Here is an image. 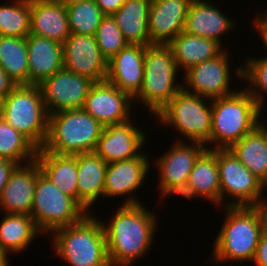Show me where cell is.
Listing matches in <instances>:
<instances>
[{
    "mask_svg": "<svg viewBox=\"0 0 267 266\" xmlns=\"http://www.w3.org/2000/svg\"><path fill=\"white\" fill-rule=\"evenodd\" d=\"M41 173L37 160L17 164L3 189L0 210L4 213L31 215L38 175Z\"/></svg>",
    "mask_w": 267,
    "mask_h": 266,
    "instance_id": "ac0fdd59",
    "label": "cell"
},
{
    "mask_svg": "<svg viewBox=\"0 0 267 266\" xmlns=\"http://www.w3.org/2000/svg\"><path fill=\"white\" fill-rule=\"evenodd\" d=\"M38 235L42 233L30 215L5 213L0 221V248L6 255L25 251Z\"/></svg>",
    "mask_w": 267,
    "mask_h": 266,
    "instance_id": "f1b7e54d",
    "label": "cell"
},
{
    "mask_svg": "<svg viewBox=\"0 0 267 266\" xmlns=\"http://www.w3.org/2000/svg\"><path fill=\"white\" fill-rule=\"evenodd\" d=\"M94 83L90 78L64 68L57 71L39 85L48 114L83 109Z\"/></svg>",
    "mask_w": 267,
    "mask_h": 266,
    "instance_id": "4fadbf2b",
    "label": "cell"
},
{
    "mask_svg": "<svg viewBox=\"0 0 267 266\" xmlns=\"http://www.w3.org/2000/svg\"><path fill=\"white\" fill-rule=\"evenodd\" d=\"M266 199L259 205V208L262 212V216L264 220V231L267 233V201Z\"/></svg>",
    "mask_w": 267,
    "mask_h": 266,
    "instance_id": "b9f144b4",
    "label": "cell"
},
{
    "mask_svg": "<svg viewBox=\"0 0 267 266\" xmlns=\"http://www.w3.org/2000/svg\"><path fill=\"white\" fill-rule=\"evenodd\" d=\"M256 266H267V233L264 231L260 237L254 260Z\"/></svg>",
    "mask_w": 267,
    "mask_h": 266,
    "instance_id": "74e56055",
    "label": "cell"
},
{
    "mask_svg": "<svg viewBox=\"0 0 267 266\" xmlns=\"http://www.w3.org/2000/svg\"><path fill=\"white\" fill-rule=\"evenodd\" d=\"M176 141L154 162L158 167L160 194L165 197L178 196L185 190L196 160L207 149L198 142L188 141L187 144L180 138Z\"/></svg>",
    "mask_w": 267,
    "mask_h": 266,
    "instance_id": "8fae6325",
    "label": "cell"
},
{
    "mask_svg": "<svg viewBox=\"0 0 267 266\" xmlns=\"http://www.w3.org/2000/svg\"><path fill=\"white\" fill-rule=\"evenodd\" d=\"M78 203L89 213L103 197L107 163L94 152L76 154Z\"/></svg>",
    "mask_w": 267,
    "mask_h": 266,
    "instance_id": "d4e9b609",
    "label": "cell"
},
{
    "mask_svg": "<svg viewBox=\"0 0 267 266\" xmlns=\"http://www.w3.org/2000/svg\"><path fill=\"white\" fill-rule=\"evenodd\" d=\"M257 127L261 130V132L264 134V136H265V139H266V141H267V124H266V122L264 123V121L263 122H261V121H259V122H257Z\"/></svg>",
    "mask_w": 267,
    "mask_h": 266,
    "instance_id": "7bdbcfd3",
    "label": "cell"
},
{
    "mask_svg": "<svg viewBox=\"0 0 267 266\" xmlns=\"http://www.w3.org/2000/svg\"><path fill=\"white\" fill-rule=\"evenodd\" d=\"M49 235H53L51 242L57 256L70 266H111L103 222L92 213Z\"/></svg>",
    "mask_w": 267,
    "mask_h": 266,
    "instance_id": "3957f363",
    "label": "cell"
},
{
    "mask_svg": "<svg viewBox=\"0 0 267 266\" xmlns=\"http://www.w3.org/2000/svg\"><path fill=\"white\" fill-rule=\"evenodd\" d=\"M144 152L129 160L115 161L107 164L105 186L103 190L104 198H114L116 196H128L123 205L141 204L138 197L133 196L136 189L140 188L148 175L150 160Z\"/></svg>",
    "mask_w": 267,
    "mask_h": 266,
    "instance_id": "2e32d148",
    "label": "cell"
},
{
    "mask_svg": "<svg viewBox=\"0 0 267 266\" xmlns=\"http://www.w3.org/2000/svg\"><path fill=\"white\" fill-rule=\"evenodd\" d=\"M180 196L187 199L200 197L211 204L214 203L215 206L221 205L217 149H206L199 156L190 172L186 188Z\"/></svg>",
    "mask_w": 267,
    "mask_h": 266,
    "instance_id": "603a6c76",
    "label": "cell"
},
{
    "mask_svg": "<svg viewBox=\"0 0 267 266\" xmlns=\"http://www.w3.org/2000/svg\"><path fill=\"white\" fill-rule=\"evenodd\" d=\"M217 165L221 206H259L265 200L266 197L262 195H264L263 191H266V186L239 161L230 149H217ZM226 198L228 201L225 200Z\"/></svg>",
    "mask_w": 267,
    "mask_h": 266,
    "instance_id": "30bf717a",
    "label": "cell"
},
{
    "mask_svg": "<svg viewBox=\"0 0 267 266\" xmlns=\"http://www.w3.org/2000/svg\"><path fill=\"white\" fill-rule=\"evenodd\" d=\"M70 33L64 3L58 0H31L30 34L63 44Z\"/></svg>",
    "mask_w": 267,
    "mask_h": 266,
    "instance_id": "cb8c5ba5",
    "label": "cell"
},
{
    "mask_svg": "<svg viewBox=\"0 0 267 266\" xmlns=\"http://www.w3.org/2000/svg\"><path fill=\"white\" fill-rule=\"evenodd\" d=\"M16 86L15 81L0 67V98L4 99Z\"/></svg>",
    "mask_w": 267,
    "mask_h": 266,
    "instance_id": "f35d334b",
    "label": "cell"
},
{
    "mask_svg": "<svg viewBox=\"0 0 267 266\" xmlns=\"http://www.w3.org/2000/svg\"><path fill=\"white\" fill-rule=\"evenodd\" d=\"M87 214L73 197L63 193L42 173L38 175L30 216L42 234L78 223Z\"/></svg>",
    "mask_w": 267,
    "mask_h": 266,
    "instance_id": "9c48e42d",
    "label": "cell"
},
{
    "mask_svg": "<svg viewBox=\"0 0 267 266\" xmlns=\"http://www.w3.org/2000/svg\"><path fill=\"white\" fill-rule=\"evenodd\" d=\"M263 14H260V16L259 14L256 15V18L253 20V26L255 25L254 30H256L260 35V38L263 39V44H265L264 46H266L267 49V16L265 13Z\"/></svg>",
    "mask_w": 267,
    "mask_h": 266,
    "instance_id": "60d3db41",
    "label": "cell"
},
{
    "mask_svg": "<svg viewBox=\"0 0 267 266\" xmlns=\"http://www.w3.org/2000/svg\"><path fill=\"white\" fill-rule=\"evenodd\" d=\"M177 72L179 73L169 44L145 46L143 81L139 93L133 100L141 101L155 117L183 88L181 83L176 82Z\"/></svg>",
    "mask_w": 267,
    "mask_h": 266,
    "instance_id": "5b68a950",
    "label": "cell"
},
{
    "mask_svg": "<svg viewBox=\"0 0 267 266\" xmlns=\"http://www.w3.org/2000/svg\"><path fill=\"white\" fill-rule=\"evenodd\" d=\"M212 129L208 149H229L257 127L262 108L245 89L211 100Z\"/></svg>",
    "mask_w": 267,
    "mask_h": 266,
    "instance_id": "277c9868",
    "label": "cell"
},
{
    "mask_svg": "<svg viewBox=\"0 0 267 266\" xmlns=\"http://www.w3.org/2000/svg\"><path fill=\"white\" fill-rule=\"evenodd\" d=\"M36 160L41 173L63 193L78 202L76 154L59 155L40 148L37 151Z\"/></svg>",
    "mask_w": 267,
    "mask_h": 266,
    "instance_id": "484cf974",
    "label": "cell"
},
{
    "mask_svg": "<svg viewBox=\"0 0 267 266\" xmlns=\"http://www.w3.org/2000/svg\"><path fill=\"white\" fill-rule=\"evenodd\" d=\"M62 45L64 69L94 82L106 80L108 62L102 56L94 36L71 32Z\"/></svg>",
    "mask_w": 267,
    "mask_h": 266,
    "instance_id": "9a60e30c",
    "label": "cell"
},
{
    "mask_svg": "<svg viewBox=\"0 0 267 266\" xmlns=\"http://www.w3.org/2000/svg\"><path fill=\"white\" fill-rule=\"evenodd\" d=\"M133 102L128 93L105 80L93 84L83 109L105 127L132 120L130 115Z\"/></svg>",
    "mask_w": 267,
    "mask_h": 266,
    "instance_id": "5bb4252c",
    "label": "cell"
},
{
    "mask_svg": "<svg viewBox=\"0 0 267 266\" xmlns=\"http://www.w3.org/2000/svg\"><path fill=\"white\" fill-rule=\"evenodd\" d=\"M2 119L42 148L48 135L49 114L39 85H17L3 99Z\"/></svg>",
    "mask_w": 267,
    "mask_h": 266,
    "instance_id": "52a82bcc",
    "label": "cell"
},
{
    "mask_svg": "<svg viewBox=\"0 0 267 266\" xmlns=\"http://www.w3.org/2000/svg\"><path fill=\"white\" fill-rule=\"evenodd\" d=\"M6 254L1 250L0 248V260L5 256Z\"/></svg>",
    "mask_w": 267,
    "mask_h": 266,
    "instance_id": "7dc6e473",
    "label": "cell"
},
{
    "mask_svg": "<svg viewBox=\"0 0 267 266\" xmlns=\"http://www.w3.org/2000/svg\"><path fill=\"white\" fill-rule=\"evenodd\" d=\"M144 55L145 46L127 44L108 61L106 80L134 98L143 81Z\"/></svg>",
    "mask_w": 267,
    "mask_h": 266,
    "instance_id": "ffe728a7",
    "label": "cell"
},
{
    "mask_svg": "<svg viewBox=\"0 0 267 266\" xmlns=\"http://www.w3.org/2000/svg\"><path fill=\"white\" fill-rule=\"evenodd\" d=\"M222 227L215 237L211 258L216 263L254 260L264 232V220L259 206L226 207Z\"/></svg>",
    "mask_w": 267,
    "mask_h": 266,
    "instance_id": "7a4b0ae2",
    "label": "cell"
},
{
    "mask_svg": "<svg viewBox=\"0 0 267 266\" xmlns=\"http://www.w3.org/2000/svg\"><path fill=\"white\" fill-rule=\"evenodd\" d=\"M8 254L5 255L1 260H0V266H10L9 261H8Z\"/></svg>",
    "mask_w": 267,
    "mask_h": 266,
    "instance_id": "f6af8a7d",
    "label": "cell"
},
{
    "mask_svg": "<svg viewBox=\"0 0 267 266\" xmlns=\"http://www.w3.org/2000/svg\"><path fill=\"white\" fill-rule=\"evenodd\" d=\"M229 59V54L224 49L215 58L190 67L184 72L185 76H182L183 89L209 100L233 94L237 90L229 86L231 84Z\"/></svg>",
    "mask_w": 267,
    "mask_h": 266,
    "instance_id": "7c38bea8",
    "label": "cell"
},
{
    "mask_svg": "<svg viewBox=\"0 0 267 266\" xmlns=\"http://www.w3.org/2000/svg\"><path fill=\"white\" fill-rule=\"evenodd\" d=\"M94 37L107 62L128 44L112 15L102 18Z\"/></svg>",
    "mask_w": 267,
    "mask_h": 266,
    "instance_id": "d590c367",
    "label": "cell"
},
{
    "mask_svg": "<svg viewBox=\"0 0 267 266\" xmlns=\"http://www.w3.org/2000/svg\"><path fill=\"white\" fill-rule=\"evenodd\" d=\"M192 0H152L148 32L150 44H169L184 31Z\"/></svg>",
    "mask_w": 267,
    "mask_h": 266,
    "instance_id": "d6986e66",
    "label": "cell"
},
{
    "mask_svg": "<svg viewBox=\"0 0 267 266\" xmlns=\"http://www.w3.org/2000/svg\"><path fill=\"white\" fill-rule=\"evenodd\" d=\"M144 205H121L114 217L104 224L111 266H131L145 256L156 234L157 218Z\"/></svg>",
    "mask_w": 267,
    "mask_h": 266,
    "instance_id": "6da1fadb",
    "label": "cell"
},
{
    "mask_svg": "<svg viewBox=\"0 0 267 266\" xmlns=\"http://www.w3.org/2000/svg\"><path fill=\"white\" fill-rule=\"evenodd\" d=\"M126 0H94L105 15L117 12Z\"/></svg>",
    "mask_w": 267,
    "mask_h": 266,
    "instance_id": "ab89813d",
    "label": "cell"
},
{
    "mask_svg": "<svg viewBox=\"0 0 267 266\" xmlns=\"http://www.w3.org/2000/svg\"><path fill=\"white\" fill-rule=\"evenodd\" d=\"M152 0H126L119 10L112 14L128 44L147 46L149 10Z\"/></svg>",
    "mask_w": 267,
    "mask_h": 266,
    "instance_id": "4316f807",
    "label": "cell"
},
{
    "mask_svg": "<svg viewBox=\"0 0 267 266\" xmlns=\"http://www.w3.org/2000/svg\"><path fill=\"white\" fill-rule=\"evenodd\" d=\"M104 126L84 109L49 114L44 150L59 155L92 153Z\"/></svg>",
    "mask_w": 267,
    "mask_h": 266,
    "instance_id": "8992f818",
    "label": "cell"
},
{
    "mask_svg": "<svg viewBox=\"0 0 267 266\" xmlns=\"http://www.w3.org/2000/svg\"><path fill=\"white\" fill-rule=\"evenodd\" d=\"M64 4H74L78 2H87V1H92V0H58Z\"/></svg>",
    "mask_w": 267,
    "mask_h": 266,
    "instance_id": "ee69618b",
    "label": "cell"
},
{
    "mask_svg": "<svg viewBox=\"0 0 267 266\" xmlns=\"http://www.w3.org/2000/svg\"><path fill=\"white\" fill-rule=\"evenodd\" d=\"M218 7L205 0H192L186 15L184 32L209 38L223 45L221 36L229 34L235 28L233 26L236 22L225 16Z\"/></svg>",
    "mask_w": 267,
    "mask_h": 266,
    "instance_id": "7402d4cb",
    "label": "cell"
},
{
    "mask_svg": "<svg viewBox=\"0 0 267 266\" xmlns=\"http://www.w3.org/2000/svg\"><path fill=\"white\" fill-rule=\"evenodd\" d=\"M265 186H267V141L256 127L229 148Z\"/></svg>",
    "mask_w": 267,
    "mask_h": 266,
    "instance_id": "f546056e",
    "label": "cell"
},
{
    "mask_svg": "<svg viewBox=\"0 0 267 266\" xmlns=\"http://www.w3.org/2000/svg\"><path fill=\"white\" fill-rule=\"evenodd\" d=\"M0 67L17 85H28L26 37L0 36Z\"/></svg>",
    "mask_w": 267,
    "mask_h": 266,
    "instance_id": "4dcf8cb0",
    "label": "cell"
},
{
    "mask_svg": "<svg viewBox=\"0 0 267 266\" xmlns=\"http://www.w3.org/2000/svg\"><path fill=\"white\" fill-rule=\"evenodd\" d=\"M235 75L240 79L247 81L249 87H246L245 89L263 109V102H265L263 95L267 94V57L246 58L244 66L240 65L239 67H236Z\"/></svg>",
    "mask_w": 267,
    "mask_h": 266,
    "instance_id": "e575fe53",
    "label": "cell"
},
{
    "mask_svg": "<svg viewBox=\"0 0 267 266\" xmlns=\"http://www.w3.org/2000/svg\"><path fill=\"white\" fill-rule=\"evenodd\" d=\"M17 164L7 158L0 157V200L3 189L9 179V176Z\"/></svg>",
    "mask_w": 267,
    "mask_h": 266,
    "instance_id": "8d00e7d4",
    "label": "cell"
},
{
    "mask_svg": "<svg viewBox=\"0 0 267 266\" xmlns=\"http://www.w3.org/2000/svg\"><path fill=\"white\" fill-rule=\"evenodd\" d=\"M3 99L0 98V120L2 119Z\"/></svg>",
    "mask_w": 267,
    "mask_h": 266,
    "instance_id": "bcb514c9",
    "label": "cell"
},
{
    "mask_svg": "<svg viewBox=\"0 0 267 266\" xmlns=\"http://www.w3.org/2000/svg\"><path fill=\"white\" fill-rule=\"evenodd\" d=\"M178 70L186 72L190 67L215 58L224 47L215 40L199 37L184 31L170 43Z\"/></svg>",
    "mask_w": 267,
    "mask_h": 266,
    "instance_id": "83f0119b",
    "label": "cell"
},
{
    "mask_svg": "<svg viewBox=\"0 0 267 266\" xmlns=\"http://www.w3.org/2000/svg\"><path fill=\"white\" fill-rule=\"evenodd\" d=\"M30 18L31 0H14L0 5V36L27 37Z\"/></svg>",
    "mask_w": 267,
    "mask_h": 266,
    "instance_id": "d6a6232c",
    "label": "cell"
},
{
    "mask_svg": "<svg viewBox=\"0 0 267 266\" xmlns=\"http://www.w3.org/2000/svg\"><path fill=\"white\" fill-rule=\"evenodd\" d=\"M72 33L94 36L105 14L92 1L65 4Z\"/></svg>",
    "mask_w": 267,
    "mask_h": 266,
    "instance_id": "836d02e7",
    "label": "cell"
},
{
    "mask_svg": "<svg viewBox=\"0 0 267 266\" xmlns=\"http://www.w3.org/2000/svg\"><path fill=\"white\" fill-rule=\"evenodd\" d=\"M37 151L38 148L26 136L0 120V157L24 164L35 160Z\"/></svg>",
    "mask_w": 267,
    "mask_h": 266,
    "instance_id": "1f68e13d",
    "label": "cell"
},
{
    "mask_svg": "<svg viewBox=\"0 0 267 266\" xmlns=\"http://www.w3.org/2000/svg\"><path fill=\"white\" fill-rule=\"evenodd\" d=\"M131 120L105 126L97 141L94 153L107 164L140 156L146 144L145 133ZM141 151V152H140Z\"/></svg>",
    "mask_w": 267,
    "mask_h": 266,
    "instance_id": "e0dca14e",
    "label": "cell"
},
{
    "mask_svg": "<svg viewBox=\"0 0 267 266\" xmlns=\"http://www.w3.org/2000/svg\"><path fill=\"white\" fill-rule=\"evenodd\" d=\"M207 98L186 92L183 88L155 115L162 123L176 128L190 142L207 147L212 129V104Z\"/></svg>",
    "mask_w": 267,
    "mask_h": 266,
    "instance_id": "ba28073f",
    "label": "cell"
},
{
    "mask_svg": "<svg viewBox=\"0 0 267 266\" xmlns=\"http://www.w3.org/2000/svg\"><path fill=\"white\" fill-rule=\"evenodd\" d=\"M28 49V85H40L64 68L63 45L37 35L26 37Z\"/></svg>",
    "mask_w": 267,
    "mask_h": 266,
    "instance_id": "44dd1931",
    "label": "cell"
}]
</instances>
